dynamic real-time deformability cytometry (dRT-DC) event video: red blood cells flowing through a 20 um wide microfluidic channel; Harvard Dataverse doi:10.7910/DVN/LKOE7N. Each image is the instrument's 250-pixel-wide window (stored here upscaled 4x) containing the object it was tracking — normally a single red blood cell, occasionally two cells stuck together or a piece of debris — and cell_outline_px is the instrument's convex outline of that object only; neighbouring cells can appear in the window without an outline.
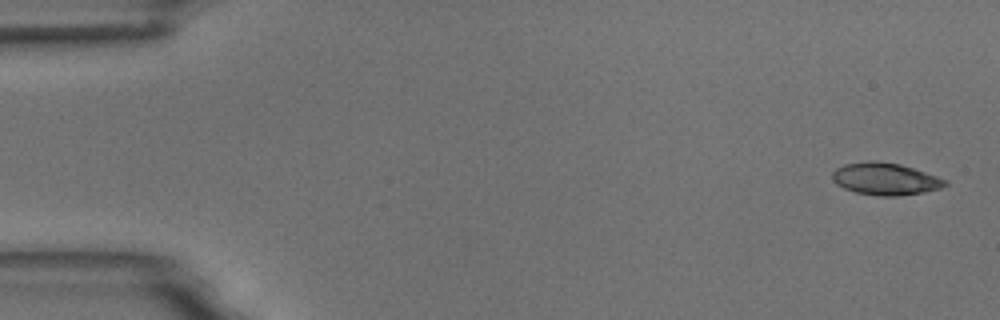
{"species": "common noctule bat (a hibernating species)", "species_latin": "Nyctalus noctula", "temperature_condition": "room temperature", "stored_images_in_passage": 5, "camera_frame_rate_fps": 3000, "um_per_image_px": 0.085, "animal": {"sex": "male", "body_mass_g": 18.8}, "frame": {"image": 1, "passage_image": 1, "time_ms": 0.0, "image_size_px": [1000, 320], "cell_outline_px": [[948, 184], [940, 188], [924, 192], [896, 196], [880, 196], [856, 192], [844, 188], [836, 184], [832, 180], [832, 172], [836, 168], [844, 164], [868, 160], [872, 160], [900, 164], [948, 180]], "centroid_in_image_um": [75.22, 15.2], "position_along_channel_um": 9.8, "area_um2": 21.1}}
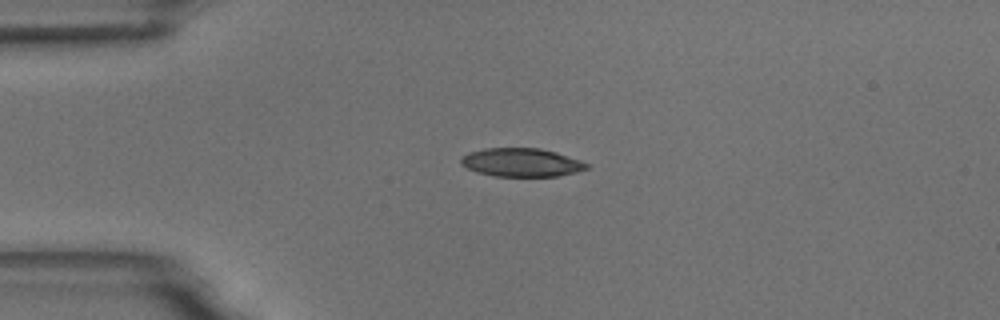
{"frame": {"image": 2, "passage_image": 4, "time_ms": 3.667, "image_size_px": [1000, 320], "cell_outline_px": [[588, 168], [576, 172], [556, 176], [496, 176], [476, 172], [460, 164], [460, 156], [468, 152], [484, 148], [540, 148], [556, 152], [580, 160], [588, 164]], "centroid_in_image_um": [44.28, 13.8], "position_along_channel_um": 40.7, "area_um2": 20.87}}